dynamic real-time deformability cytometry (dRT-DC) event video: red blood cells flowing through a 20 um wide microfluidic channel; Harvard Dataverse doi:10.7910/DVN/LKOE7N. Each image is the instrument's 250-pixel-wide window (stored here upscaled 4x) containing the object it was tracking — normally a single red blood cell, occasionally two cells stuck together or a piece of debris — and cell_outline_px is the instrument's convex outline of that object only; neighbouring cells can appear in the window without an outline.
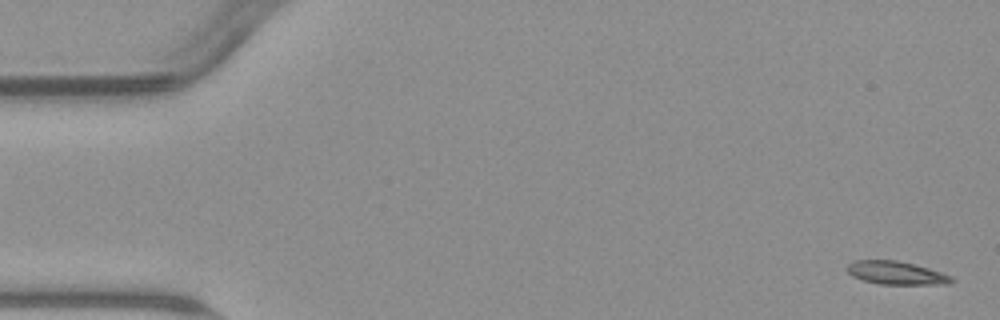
{"species": "common noctule bat (a hibernating species)", "species_latin": "Nyctalus noctula", "temperature_condition": "warm", "stored_images_in_passage": 5, "camera_frame_rate_fps": 3000, "um_per_image_px": 0.085, "animal": {"sex": "male", "body_mass_g": 23.1, "forearm_length_mm": 52.7}, "frame": {"image": 1, "passage_image": 1, "time_ms": 0.0, "image_size_px": [1000, 320], "cell_outline_px": [[956, 280], [948, 284], [880, 284], [864, 280], [852, 276], [844, 268], [848, 264], [856, 260], [896, 260], [928, 268], [952, 276]], "centroid_in_image_um": [76.16, 23.2], "position_along_channel_um": 8.8, "area_um2": 14.05}}
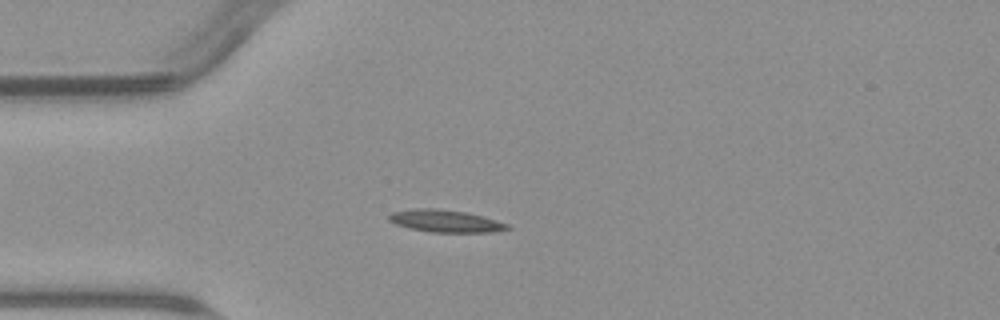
{"frame": {"image": 2, "passage_image": 4, "time_ms": 4.333, "image_size_px": [1000, 320], "cell_outline_px": [[512, 228], [492, 232], [432, 232], [408, 228], [396, 224], [388, 220], [388, 216], [392, 212], [416, 208], [432, 208], [468, 212], [484, 216], [508, 224]], "centroid_in_image_um": [37.87, 18.78], "position_along_channel_um": 47.1, "area_um2": 15.43}}